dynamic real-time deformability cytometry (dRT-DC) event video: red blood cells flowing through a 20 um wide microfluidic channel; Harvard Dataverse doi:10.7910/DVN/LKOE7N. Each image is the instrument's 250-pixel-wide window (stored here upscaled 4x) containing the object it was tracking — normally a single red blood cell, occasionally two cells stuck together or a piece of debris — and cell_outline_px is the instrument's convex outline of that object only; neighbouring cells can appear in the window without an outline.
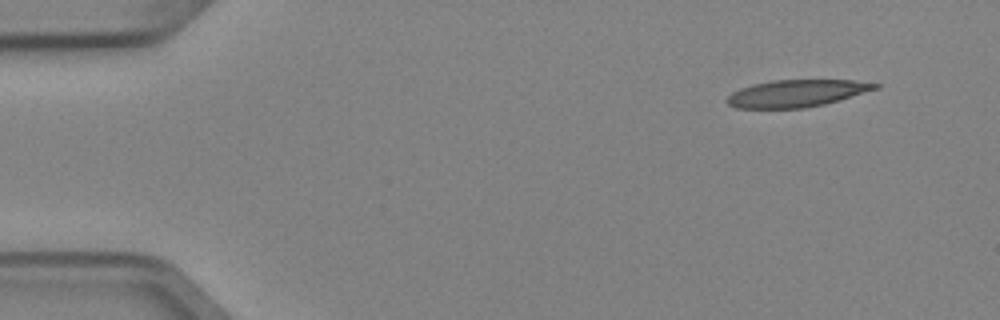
{"species": "Egyptian fruit bat (a non-hibernating species)", "species_latin": "Rousettus aegyptiacus", "temperature_condition": "cold", "stored_images_in_passage": 4, "camera_frame_rate_fps": 3000, "um_per_image_px": 0.085, "animal": {"sex": "female"}, "frame": {"image": 1, "passage_image": 1, "time_ms": 0.0, "image_size_px": [1000, 320], "cell_outline_px": [[880, 84], [876, 88], [824, 104], [804, 108], [736, 108], [728, 104], [724, 100], [732, 92], [740, 88], [752, 84], [772, 80], [852, 80]], "centroid_in_image_um": [67.61, 7.93], "position_along_channel_um": 17.4, "area_um2": 23.12}}
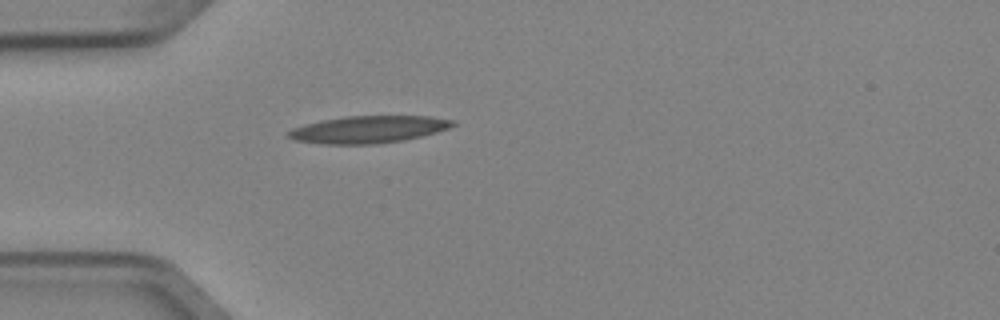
{"frame": {"image": 2, "passage_image": 4, "time_ms": 1.0, "image_size_px": [1000, 320], "cell_outline_px": [[456, 124], [448, 128], [436, 132], [404, 140], [376, 144], [320, 144], [296, 140], [288, 136], [288, 132], [292, 128], [304, 124], [320, 120], [344, 116], [432, 116], [456, 120]], "centroid_in_image_um": [31.32, 10.99], "position_along_channel_um": 53.7, "area_um2": 26.13}}